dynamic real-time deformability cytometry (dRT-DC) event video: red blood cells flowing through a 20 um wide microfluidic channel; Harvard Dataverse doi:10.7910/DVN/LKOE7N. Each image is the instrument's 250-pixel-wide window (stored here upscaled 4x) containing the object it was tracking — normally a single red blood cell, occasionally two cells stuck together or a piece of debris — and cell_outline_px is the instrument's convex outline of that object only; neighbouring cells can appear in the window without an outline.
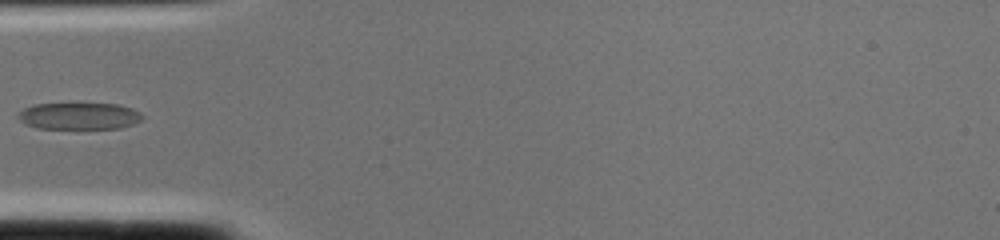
{"species": "common noctule bat (a hibernating species)", "species_latin": "Nyctalus noctula", "temperature_condition": "cold", "stored_images_in_passage": 2, "camera_frame_rate_fps": 3000, "um_per_image_px": 0.085, "animal": {"sex": "female", "body_mass_g": 22.0, "forearm_length_mm": 56.7}, "frame": {"image": 1, "passage_image": 2, "time_ms": 0.333, "image_size_px": [1000, 240], "cell_outline_px": [[144, 116], [140, 120], [132, 124], [120, 128], [36, 128], [24, 124], [16, 116], [24, 108], [32, 104], [116, 104], [132, 108], [140, 112]], "centroid_in_image_um": [6.7, 9.86], "position_along_channel_um": 78.3, "area_um2": 19.31}}